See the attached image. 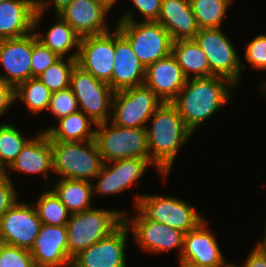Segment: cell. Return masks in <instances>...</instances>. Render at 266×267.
Instances as JSON below:
<instances>
[{
  "mask_svg": "<svg viewBox=\"0 0 266 267\" xmlns=\"http://www.w3.org/2000/svg\"><path fill=\"white\" fill-rule=\"evenodd\" d=\"M41 225L33 203L17 201L0 219V242L30 250Z\"/></svg>",
  "mask_w": 266,
  "mask_h": 267,
  "instance_id": "cell-12",
  "label": "cell"
},
{
  "mask_svg": "<svg viewBox=\"0 0 266 267\" xmlns=\"http://www.w3.org/2000/svg\"><path fill=\"white\" fill-rule=\"evenodd\" d=\"M30 138H24L14 125L0 124V160L9 167Z\"/></svg>",
  "mask_w": 266,
  "mask_h": 267,
  "instance_id": "cell-33",
  "label": "cell"
},
{
  "mask_svg": "<svg viewBox=\"0 0 266 267\" xmlns=\"http://www.w3.org/2000/svg\"><path fill=\"white\" fill-rule=\"evenodd\" d=\"M5 166L6 165L0 160V181L6 180L9 178V174Z\"/></svg>",
  "mask_w": 266,
  "mask_h": 267,
  "instance_id": "cell-43",
  "label": "cell"
},
{
  "mask_svg": "<svg viewBox=\"0 0 266 267\" xmlns=\"http://www.w3.org/2000/svg\"><path fill=\"white\" fill-rule=\"evenodd\" d=\"M163 102L146 85L114 94L111 122L124 128H146L147 121Z\"/></svg>",
  "mask_w": 266,
  "mask_h": 267,
  "instance_id": "cell-9",
  "label": "cell"
},
{
  "mask_svg": "<svg viewBox=\"0 0 266 267\" xmlns=\"http://www.w3.org/2000/svg\"><path fill=\"white\" fill-rule=\"evenodd\" d=\"M134 13L127 11L116 28L130 43L131 48L145 66L169 56L172 52V39L168 31L157 21H138Z\"/></svg>",
  "mask_w": 266,
  "mask_h": 267,
  "instance_id": "cell-3",
  "label": "cell"
},
{
  "mask_svg": "<svg viewBox=\"0 0 266 267\" xmlns=\"http://www.w3.org/2000/svg\"><path fill=\"white\" fill-rule=\"evenodd\" d=\"M183 70L172 53L145 69L144 85L162 102H172L187 82Z\"/></svg>",
  "mask_w": 266,
  "mask_h": 267,
  "instance_id": "cell-20",
  "label": "cell"
},
{
  "mask_svg": "<svg viewBox=\"0 0 266 267\" xmlns=\"http://www.w3.org/2000/svg\"><path fill=\"white\" fill-rule=\"evenodd\" d=\"M49 3L50 1L48 2L46 0H36L37 11L34 18L33 32L35 33L37 40L57 54L60 58H64L65 54L68 52L70 53L75 48L76 50L74 49V52L70 54V57L77 59L81 37L59 16H56L58 22L52 25L46 34L35 30L39 26V21L41 22L45 10L48 9Z\"/></svg>",
  "mask_w": 266,
  "mask_h": 267,
  "instance_id": "cell-22",
  "label": "cell"
},
{
  "mask_svg": "<svg viewBox=\"0 0 266 267\" xmlns=\"http://www.w3.org/2000/svg\"><path fill=\"white\" fill-rule=\"evenodd\" d=\"M135 201L136 210L147 219L178 229L185 234L205 220L194 206L173 196L143 194L136 196Z\"/></svg>",
  "mask_w": 266,
  "mask_h": 267,
  "instance_id": "cell-7",
  "label": "cell"
},
{
  "mask_svg": "<svg viewBox=\"0 0 266 267\" xmlns=\"http://www.w3.org/2000/svg\"><path fill=\"white\" fill-rule=\"evenodd\" d=\"M265 234V236L263 237L264 239L261 241V242H259L258 244H256V246H259V247H262V248H266V226H265V232H264Z\"/></svg>",
  "mask_w": 266,
  "mask_h": 267,
  "instance_id": "cell-46",
  "label": "cell"
},
{
  "mask_svg": "<svg viewBox=\"0 0 266 267\" xmlns=\"http://www.w3.org/2000/svg\"><path fill=\"white\" fill-rule=\"evenodd\" d=\"M262 85H260V89H262L263 88V90H261V91H264V92H266V82H263V83H261ZM264 92H261L262 94H266V93H264Z\"/></svg>",
  "mask_w": 266,
  "mask_h": 267,
  "instance_id": "cell-47",
  "label": "cell"
},
{
  "mask_svg": "<svg viewBox=\"0 0 266 267\" xmlns=\"http://www.w3.org/2000/svg\"><path fill=\"white\" fill-rule=\"evenodd\" d=\"M58 125L42 130L47 133L51 141L95 140V130L91 127L92 125L96 126V123L80 110L58 119Z\"/></svg>",
  "mask_w": 266,
  "mask_h": 267,
  "instance_id": "cell-26",
  "label": "cell"
},
{
  "mask_svg": "<svg viewBox=\"0 0 266 267\" xmlns=\"http://www.w3.org/2000/svg\"><path fill=\"white\" fill-rule=\"evenodd\" d=\"M111 164L112 166H109ZM154 167L147 159L130 158L103 163L98 181L93 185V195L120 194L142 177L147 167ZM146 170V171H145Z\"/></svg>",
  "mask_w": 266,
  "mask_h": 267,
  "instance_id": "cell-15",
  "label": "cell"
},
{
  "mask_svg": "<svg viewBox=\"0 0 266 267\" xmlns=\"http://www.w3.org/2000/svg\"><path fill=\"white\" fill-rule=\"evenodd\" d=\"M72 0H52L56 14L61 12Z\"/></svg>",
  "mask_w": 266,
  "mask_h": 267,
  "instance_id": "cell-42",
  "label": "cell"
},
{
  "mask_svg": "<svg viewBox=\"0 0 266 267\" xmlns=\"http://www.w3.org/2000/svg\"><path fill=\"white\" fill-rule=\"evenodd\" d=\"M52 191L72 213L91 209L93 183L86 180L59 179Z\"/></svg>",
  "mask_w": 266,
  "mask_h": 267,
  "instance_id": "cell-28",
  "label": "cell"
},
{
  "mask_svg": "<svg viewBox=\"0 0 266 267\" xmlns=\"http://www.w3.org/2000/svg\"><path fill=\"white\" fill-rule=\"evenodd\" d=\"M125 213L99 208L72 213L66 224L69 256L73 259L81 251L108 236L124 221Z\"/></svg>",
  "mask_w": 266,
  "mask_h": 267,
  "instance_id": "cell-4",
  "label": "cell"
},
{
  "mask_svg": "<svg viewBox=\"0 0 266 267\" xmlns=\"http://www.w3.org/2000/svg\"><path fill=\"white\" fill-rule=\"evenodd\" d=\"M235 87L228 79L220 76L191 78L171 103L177 108L186 127L193 133L230 101L231 90Z\"/></svg>",
  "mask_w": 266,
  "mask_h": 267,
  "instance_id": "cell-1",
  "label": "cell"
},
{
  "mask_svg": "<svg viewBox=\"0 0 266 267\" xmlns=\"http://www.w3.org/2000/svg\"><path fill=\"white\" fill-rule=\"evenodd\" d=\"M245 59L256 70H266V34H259L245 50Z\"/></svg>",
  "mask_w": 266,
  "mask_h": 267,
  "instance_id": "cell-37",
  "label": "cell"
},
{
  "mask_svg": "<svg viewBox=\"0 0 266 267\" xmlns=\"http://www.w3.org/2000/svg\"><path fill=\"white\" fill-rule=\"evenodd\" d=\"M70 88L77 99L80 111L96 124L110 121L107 111H112L115 92L108 83L96 79L76 64L71 74Z\"/></svg>",
  "mask_w": 266,
  "mask_h": 267,
  "instance_id": "cell-10",
  "label": "cell"
},
{
  "mask_svg": "<svg viewBox=\"0 0 266 267\" xmlns=\"http://www.w3.org/2000/svg\"><path fill=\"white\" fill-rule=\"evenodd\" d=\"M80 38L77 64L96 79L109 84L114 67L115 30Z\"/></svg>",
  "mask_w": 266,
  "mask_h": 267,
  "instance_id": "cell-13",
  "label": "cell"
},
{
  "mask_svg": "<svg viewBox=\"0 0 266 267\" xmlns=\"http://www.w3.org/2000/svg\"><path fill=\"white\" fill-rule=\"evenodd\" d=\"M194 40L205 53L210 66V76L228 79L235 86L245 69L239 55L221 28L199 29Z\"/></svg>",
  "mask_w": 266,
  "mask_h": 267,
  "instance_id": "cell-8",
  "label": "cell"
},
{
  "mask_svg": "<svg viewBox=\"0 0 266 267\" xmlns=\"http://www.w3.org/2000/svg\"><path fill=\"white\" fill-rule=\"evenodd\" d=\"M0 267H36L28 249L0 242Z\"/></svg>",
  "mask_w": 266,
  "mask_h": 267,
  "instance_id": "cell-34",
  "label": "cell"
},
{
  "mask_svg": "<svg viewBox=\"0 0 266 267\" xmlns=\"http://www.w3.org/2000/svg\"><path fill=\"white\" fill-rule=\"evenodd\" d=\"M147 139L150 163L165 180L173 167L179 150L192 136L177 108L170 102H163L149 119Z\"/></svg>",
  "mask_w": 266,
  "mask_h": 267,
  "instance_id": "cell-2",
  "label": "cell"
},
{
  "mask_svg": "<svg viewBox=\"0 0 266 267\" xmlns=\"http://www.w3.org/2000/svg\"><path fill=\"white\" fill-rule=\"evenodd\" d=\"M36 0L0 2V40L19 38L34 31Z\"/></svg>",
  "mask_w": 266,
  "mask_h": 267,
  "instance_id": "cell-23",
  "label": "cell"
},
{
  "mask_svg": "<svg viewBox=\"0 0 266 267\" xmlns=\"http://www.w3.org/2000/svg\"><path fill=\"white\" fill-rule=\"evenodd\" d=\"M48 109L57 119L78 111L77 99L71 88L52 92Z\"/></svg>",
  "mask_w": 266,
  "mask_h": 267,
  "instance_id": "cell-35",
  "label": "cell"
},
{
  "mask_svg": "<svg viewBox=\"0 0 266 267\" xmlns=\"http://www.w3.org/2000/svg\"><path fill=\"white\" fill-rule=\"evenodd\" d=\"M225 267H238V266L236 264H233V263L232 264L231 263L230 264L228 263Z\"/></svg>",
  "mask_w": 266,
  "mask_h": 267,
  "instance_id": "cell-48",
  "label": "cell"
},
{
  "mask_svg": "<svg viewBox=\"0 0 266 267\" xmlns=\"http://www.w3.org/2000/svg\"><path fill=\"white\" fill-rule=\"evenodd\" d=\"M103 3L107 8L111 10L112 6L115 5L118 0H97Z\"/></svg>",
  "mask_w": 266,
  "mask_h": 267,
  "instance_id": "cell-45",
  "label": "cell"
},
{
  "mask_svg": "<svg viewBox=\"0 0 266 267\" xmlns=\"http://www.w3.org/2000/svg\"><path fill=\"white\" fill-rule=\"evenodd\" d=\"M30 174H43L47 180L49 170L53 171L51 139L45 131L30 138L8 169Z\"/></svg>",
  "mask_w": 266,
  "mask_h": 267,
  "instance_id": "cell-24",
  "label": "cell"
},
{
  "mask_svg": "<svg viewBox=\"0 0 266 267\" xmlns=\"http://www.w3.org/2000/svg\"><path fill=\"white\" fill-rule=\"evenodd\" d=\"M12 178L0 181V219L18 201Z\"/></svg>",
  "mask_w": 266,
  "mask_h": 267,
  "instance_id": "cell-38",
  "label": "cell"
},
{
  "mask_svg": "<svg viewBox=\"0 0 266 267\" xmlns=\"http://www.w3.org/2000/svg\"><path fill=\"white\" fill-rule=\"evenodd\" d=\"M206 219L184 236L179 261L192 262L205 267H225L228 263L213 233L207 228Z\"/></svg>",
  "mask_w": 266,
  "mask_h": 267,
  "instance_id": "cell-19",
  "label": "cell"
},
{
  "mask_svg": "<svg viewBox=\"0 0 266 267\" xmlns=\"http://www.w3.org/2000/svg\"><path fill=\"white\" fill-rule=\"evenodd\" d=\"M33 205L43 224L60 226L69 221L71 213L52 190L41 193Z\"/></svg>",
  "mask_w": 266,
  "mask_h": 267,
  "instance_id": "cell-31",
  "label": "cell"
},
{
  "mask_svg": "<svg viewBox=\"0 0 266 267\" xmlns=\"http://www.w3.org/2000/svg\"><path fill=\"white\" fill-rule=\"evenodd\" d=\"M51 96L52 92L38 77H32L14 88V102L19 99L28 108L27 111L33 114L46 111Z\"/></svg>",
  "mask_w": 266,
  "mask_h": 267,
  "instance_id": "cell-29",
  "label": "cell"
},
{
  "mask_svg": "<svg viewBox=\"0 0 266 267\" xmlns=\"http://www.w3.org/2000/svg\"><path fill=\"white\" fill-rule=\"evenodd\" d=\"M51 146L53 172L62 176L59 179L90 181L100 173L103 160L95 140L51 141Z\"/></svg>",
  "mask_w": 266,
  "mask_h": 267,
  "instance_id": "cell-5",
  "label": "cell"
},
{
  "mask_svg": "<svg viewBox=\"0 0 266 267\" xmlns=\"http://www.w3.org/2000/svg\"><path fill=\"white\" fill-rule=\"evenodd\" d=\"M95 128V142L103 163L130 158L150 162L146 128H124L111 121L96 124Z\"/></svg>",
  "mask_w": 266,
  "mask_h": 267,
  "instance_id": "cell-6",
  "label": "cell"
},
{
  "mask_svg": "<svg viewBox=\"0 0 266 267\" xmlns=\"http://www.w3.org/2000/svg\"><path fill=\"white\" fill-rule=\"evenodd\" d=\"M109 8L97 0H72L57 14L80 36L102 35L110 31L106 21Z\"/></svg>",
  "mask_w": 266,
  "mask_h": 267,
  "instance_id": "cell-18",
  "label": "cell"
},
{
  "mask_svg": "<svg viewBox=\"0 0 266 267\" xmlns=\"http://www.w3.org/2000/svg\"><path fill=\"white\" fill-rule=\"evenodd\" d=\"M199 29L221 28L233 0H189Z\"/></svg>",
  "mask_w": 266,
  "mask_h": 267,
  "instance_id": "cell-30",
  "label": "cell"
},
{
  "mask_svg": "<svg viewBox=\"0 0 266 267\" xmlns=\"http://www.w3.org/2000/svg\"><path fill=\"white\" fill-rule=\"evenodd\" d=\"M60 57L37 40L33 32V49L31 54L32 77H38Z\"/></svg>",
  "mask_w": 266,
  "mask_h": 267,
  "instance_id": "cell-36",
  "label": "cell"
},
{
  "mask_svg": "<svg viewBox=\"0 0 266 267\" xmlns=\"http://www.w3.org/2000/svg\"><path fill=\"white\" fill-rule=\"evenodd\" d=\"M157 22L168 31L173 42L194 39L199 32L189 0H162Z\"/></svg>",
  "mask_w": 266,
  "mask_h": 267,
  "instance_id": "cell-25",
  "label": "cell"
},
{
  "mask_svg": "<svg viewBox=\"0 0 266 267\" xmlns=\"http://www.w3.org/2000/svg\"><path fill=\"white\" fill-rule=\"evenodd\" d=\"M14 102V88L0 79V117L8 111Z\"/></svg>",
  "mask_w": 266,
  "mask_h": 267,
  "instance_id": "cell-40",
  "label": "cell"
},
{
  "mask_svg": "<svg viewBox=\"0 0 266 267\" xmlns=\"http://www.w3.org/2000/svg\"><path fill=\"white\" fill-rule=\"evenodd\" d=\"M114 67L111 77V89L122 91L144 84L145 66L140 62L130 43L115 27Z\"/></svg>",
  "mask_w": 266,
  "mask_h": 267,
  "instance_id": "cell-21",
  "label": "cell"
},
{
  "mask_svg": "<svg viewBox=\"0 0 266 267\" xmlns=\"http://www.w3.org/2000/svg\"><path fill=\"white\" fill-rule=\"evenodd\" d=\"M129 213L124 214V222L133 232L135 242L144 251L155 253H165L173 249H179V256L183 250L185 233L158 222L147 219L139 210L136 216L129 217Z\"/></svg>",
  "mask_w": 266,
  "mask_h": 267,
  "instance_id": "cell-11",
  "label": "cell"
},
{
  "mask_svg": "<svg viewBox=\"0 0 266 267\" xmlns=\"http://www.w3.org/2000/svg\"><path fill=\"white\" fill-rule=\"evenodd\" d=\"M32 49L33 32L19 38L0 40V66L6 72L0 74V79L15 88L32 78Z\"/></svg>",
  "mask_w": 266,
  "mask_h": 267,
  "instance_id": "cell-16",
  "label": "cell"
},
{
  "mask_svg": "<svg viewBox=\"0 0 266 267\" xmlns=\"http://www.w3.org/2000/svg\"><path fill=\"white\" fill-rule=\"evenodd\" d=\"M180 267H205L201 265L194 264L192 262H187V261H179Z\"/></svg>",
  "mask_w": 266,
  "mask_h": 267,
  "instance_id": "cell-44",
  "label": "cell"
},
{
  "mask_svg": "<svg viewBox=\"0 0 266 267\" xmlns=\"http://www.w3.org/2000/svg\"><path fill=\"white\" fill-rule=\"evenodd\" d=\"M137 11L145 18L143 21H157L161 12L162 0H131Z\"/></svg>",
  "mask_w": 266,
  "mask_h": 267,
  "instance_id": "cell-39",
  "label": "cell"
},
{
  "mask_svg": "<svg viewBox=\"0 0 266 267\" xmlns=\"http://www.w3.org/2000/svg\"><path fill=\"white\" fill-rule=\"evenodd\" d=\"M172 55L177 60L187 79L210 77L209 61L194 39L172 43Z\"/></svg>",
  "mask_w": 266,
  "mask_h": 267,
  "instance_id": "cell-27",
  "label": "cell"
},
{
  "mask_svg": "<svg viewBox=\"0 0 266 267\" xmlns=\"http://www.w3.org/2000/svg\"><path fill=\"white\" fill-rule=\"evenodd\" d=\"M243 267H266V248L255 246L245 259Z\"/></svg>",
  "mask_w": 266,
  "mask_h": 267,
  "instance_id": "cell-41",
  "label": "cell"
},
{
  "mask_svg": "<svg viewBox=\"0 0 266 267\" xmlns=\"http://www.w3.org/2000/svg\"><path fill=\"white\" fill-rule=\"evenodd\" d=\"M36 267H71L73 259L68 252L66 225L40 227L32 248L29 250Z\"/></svg>",
  "mask_w": 266,
  "mask_h": 267,
  "instance_id": "cell-17",
  "label": "cell"
},
{
  "mask_svg": "<svg viewBox=\"0 0 266 267\" xmlns=\"http://www.w3.org/2000/svg\"><path fill=\"white\" fill-rule=\"evenodd\" d=\"M65 57L60 58L50 65L38 78L51 92L64 90L70 87L71 74L77 64V59L70 56L65 62Z\"/></svg>",
  "mask_w": 266,
  "mask_h": 267,
  "instance_id": "cell-32",
  "label": "cell"
},
{
  "mask_svg": "<svg viewBox=\"0 0 266 267\" xmlns=\"http://www.w3.org/2000/svg\"><path fill=\"white\" fill-rule=\"evenodd\" d=\"M129 227L123 221L108 236L73 258L71 267H127L125 246Z\"/></svg>",
  "mask_w": 266,
  "mask_h": 267,
  "instance_id": "cell-14",
  "label": "cell"
}]
</instances>
